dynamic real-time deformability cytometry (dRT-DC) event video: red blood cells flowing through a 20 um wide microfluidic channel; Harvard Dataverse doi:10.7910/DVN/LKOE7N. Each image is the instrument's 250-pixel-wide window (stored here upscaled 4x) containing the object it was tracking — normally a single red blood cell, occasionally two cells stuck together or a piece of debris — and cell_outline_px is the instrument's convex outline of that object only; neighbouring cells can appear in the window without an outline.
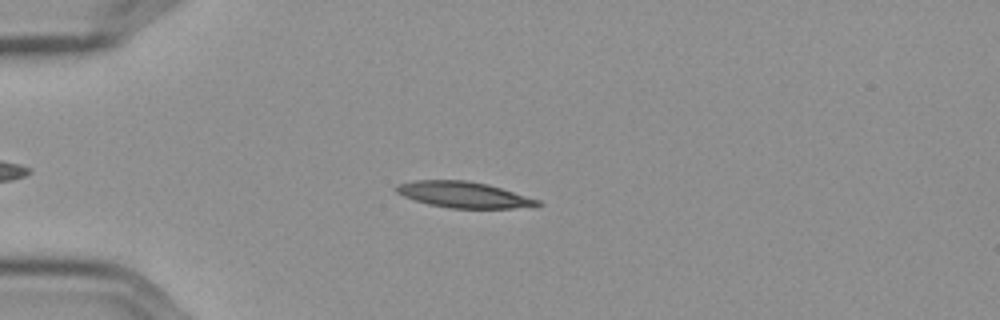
{"species": "Egyptian fruit bat (a non-hibernating species)", "species_latin": "Rousettus aegyptiacus", "temperature_condition": "cold", "stored_images_in_passage": 53, "camera_frame_rate_fps": 3000, "um_per_image_px": 0.085, "frame": {"image": 1, "passage_image": 11, "time_ms": 3.333, "image_size_px": [1000, 320], "cell_outline_px": [[544, 204], [512, 208], [448, 208], [428, 204], [404, 196], [396, 192], [392, 188], [396, 184], [412, 180], [468, 180], [488, 184], [540, 200]], "centroid_in_image_um": [39.35, 16.53], "position_along_channel_um": 45.6, "area_um2": 21.44}}
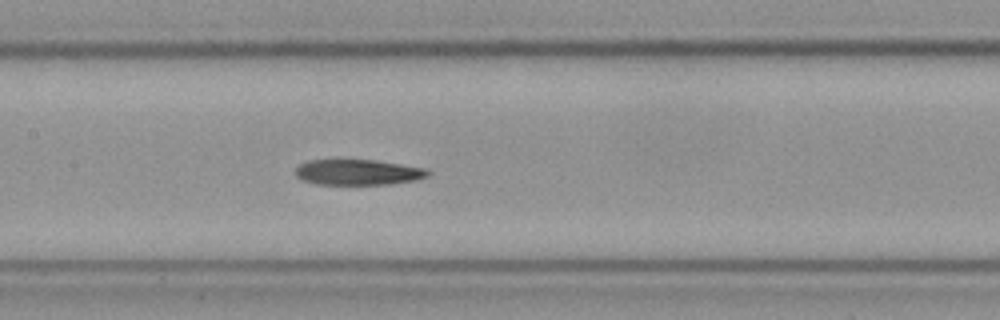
{"frame": {"image": 2, "passage_image": 24, "time_ms": 7.667, "image_size_px": [1000, 320], "cell_outline_px": [[432, 172], [428, 176], [416, 180], [388, 184], [316, 184], [300, 180], [296, 176], [296, 168], [300, 164], [308, 160], [372, 160], [428, 168]], "centroid_in_image_um": [30.44, 14.64], "position_along_channel_um": 177.0, "area_um2": 19.77}}
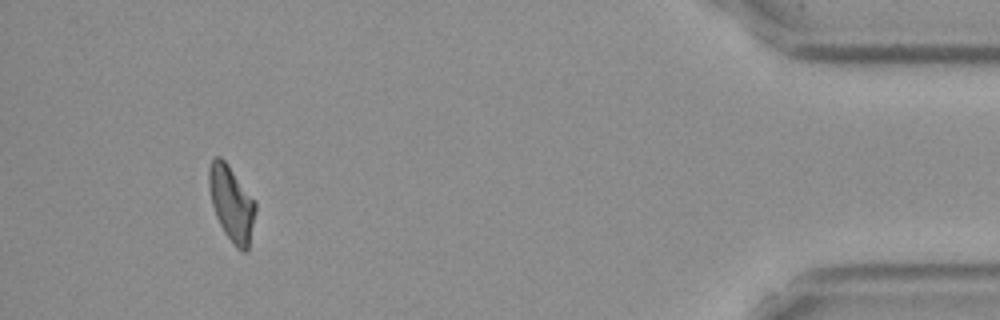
{"frame": {"image": 3, "passage_image": 49, "time_ms": 16.0, "image_size_px": [1000, 320], "cell_outline_px": [[256, 208], [248, 252], [244, 252], [236, 248], [224, 232], [216, 216], [212, 204], [208, 184], [208, 168], [212, 160], [216, 156], [220, 156], [228, 164], [256, 204]], "centroid_in_image_um": [19.66, 17.31], "position_along_channel_um": 415.5, "area_um2": 20.17}, "authors_computed_cell_mechanics": {"area_um2": 20.6924, "velocity_mm_per_s": 3.5853, "shape_relaxation_time_tau1_ms": null, "shape_relaxation_time_tau2_ms": 10.7132, "deformation_change_tau1": null, "deformation_change_tau2": 0.1868}}